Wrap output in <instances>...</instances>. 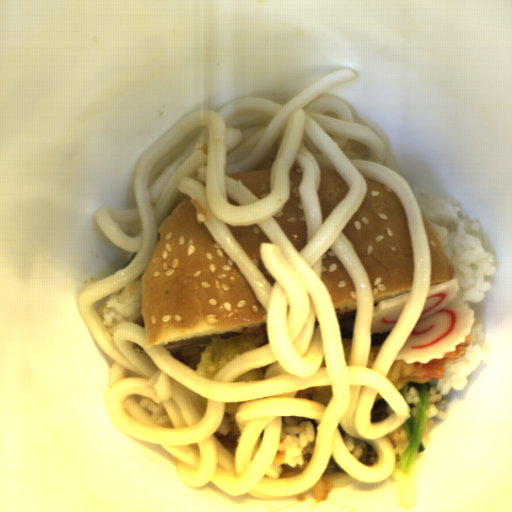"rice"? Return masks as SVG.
<instances>
[{"label": "rice", "mask_w": 512, "mask_h": 512, "mask_svg": "<svg viewBox=\"0 0 512 512\" xmlns=\"http://www.w3.org/2000/svg\"><path fill=\"white\" fill-rule=\"evenodd\" d=\"M453 271L459 292L453 302H480L493 286L497 271L495 249L480 222L468 218L457 199L437 193L414 192Z\"/></svg>", "instance_id": "652b925c"}, {"label": "rice", "mask_w": 512, "mask_h": 512, "mask_svg": "<svg viewBox=\"0 0 512 512\" xmlns=\"http://www.w3.org/2000/svg\"><path fill=\"white\" fill-rule=\"evenodd\" d=\"M142 276L143 273L127 286L110 294L98 307V314L111 334L122 322H133L144 327L141 315Z\"/></svg>", "instance_id": "acb35da6"}, {"label": "rice", "mask_w": 512, "mask_h": 512, "mask_svg": "<svg viewBox=\"0 0 512 512\" xmlns=\"http://www.w3.org/2000/svg\"><path fill=\"white\" fill-rule=\"evenodd\" d=\"M385 436L389 438L393 444V451L395 454V466L398 467L397 464L410 442L404 430V424Z\"/></svg>", "instance_id": "e3fd555f"}, {"label": "rice", "mask_w": 512, "mask_h": 512, "mask_svg": "<svg viewBox=\"0 0 512 512\" xmlns=\"http://www.w3.org/2000/svg\"><path fill=\"white\" fill-rule=\"evenodd\" d=\"M472 340L468 348H465V356L444 363V376L442 379H431L429 406L421 441L425 446L430 438L432 428L437 423L446 420L445 400L449 392L462 391L470 376L482 364L485 349V327L482 323L475 322L471 330Z\"/></svg>", "instance_id": "023b6e5f"}, {"label": "rice", "mask_w": 512, "mask_h": 512, "mask_svg": "<svg viewBox=\"0 0 512 512\" xmlns=\"http://www.w3.org/2000/svg\"><path fill=\"white\" fill-rule=\"evenodd\" d=\"M212 345V344H211ZM211 345L184 349V350H169L171 355L175 357L178 361L185 364L189 368L196 371L200 361L203 356L210 348Z\"/></svg>", "instance_id": "b023fe2a"}, {"label": "rice", "mask_w": 512, "mask_h": 512, "mask_svg": "<svg viewBox=\"0 0 512 512\" xmlns=\"http://www.w3.org/2000/svg\"><path fill=\"white\" fill-rule=\"evenodd\" d=\"M400 394L403 396V398L406 400L413 420L415 419L418 411H419V404H420V397H419V390L415 387L410 386L408 383L405 385V387L401 390H398Z\"/></svg>", "instance_id": "a3056103"}, {"label": "rice", "mask_w": 512, "mask_h": 512, "mask_svg": "<svg viewBox=\"0 0 512 512\" xmlns=\"http://www.w3.org/2000/svg\"><path fill=\"white\" fill-rule=\"evenodd\" d=\"M281 418L282 433L274 463L283 467L280 477L284 478L303 473L309 464L316 445L318 422L294 416Z\"/></svg>", "instance_id": "8eca5e8b"}]
</instances>
